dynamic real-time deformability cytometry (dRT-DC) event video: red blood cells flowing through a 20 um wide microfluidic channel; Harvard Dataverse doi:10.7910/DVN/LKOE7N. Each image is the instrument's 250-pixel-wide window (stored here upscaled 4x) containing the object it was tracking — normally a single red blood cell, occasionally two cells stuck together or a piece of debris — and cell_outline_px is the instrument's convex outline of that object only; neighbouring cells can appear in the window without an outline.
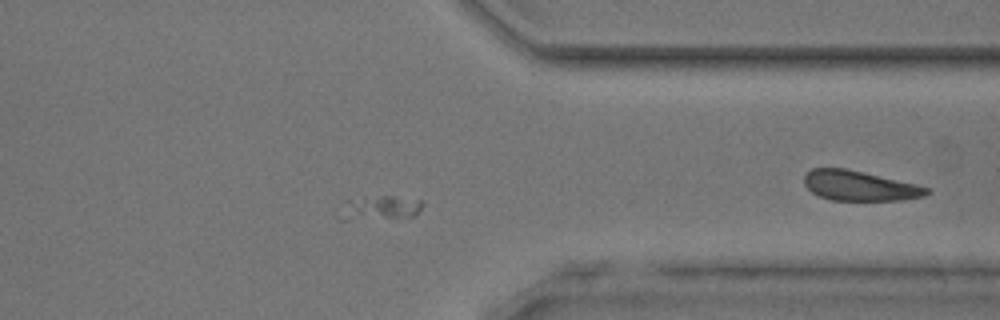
{"species": "common noctule bat (a hibernating species)", "species_latin": "Nyctalus noctula", "temperature_condition": "room temperature", "stored_images_in_passage": 29, "segment_of_instrument_passage": [2, 2], "camera_frame_rate_fps": 3000, "um_per_image_px": 0.085, "animal": {"sex": "male", "body_mass_g": 17.9, "forearm_length_mm": 54.2}, "frame": {"image": 1, "passage_image": 19, "time_ms": 6.0, "image_size_px": [1000, 320], "cell_outline_px": [[424, 204], [416, 216], [348, 220], [340, 220], [336, 216], [344, 200], [364, 196], [392, 196], [420, 200]], "centroid_in_image_um": [32.18, 17.66], "position_along_channel_um": 379.2, "area_um2": 12.08}}
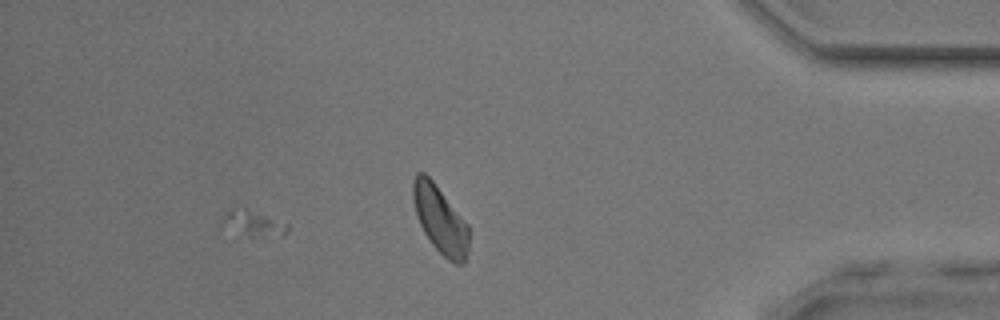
{"frame": {"image": 2, "passage_image": 25, "time_ms": 8.0, "image_size_px": [1000, 320], "cell_outline_px": [[288, 232], [284, 236], [232, 240], [220, 224], [220, 220], [228, 212], [244, 208], [288, 224]], "centroid_in_image_um": [21.4, 19.16], "position_along_channel_um": 413.8, "area_um2": 10.87}}